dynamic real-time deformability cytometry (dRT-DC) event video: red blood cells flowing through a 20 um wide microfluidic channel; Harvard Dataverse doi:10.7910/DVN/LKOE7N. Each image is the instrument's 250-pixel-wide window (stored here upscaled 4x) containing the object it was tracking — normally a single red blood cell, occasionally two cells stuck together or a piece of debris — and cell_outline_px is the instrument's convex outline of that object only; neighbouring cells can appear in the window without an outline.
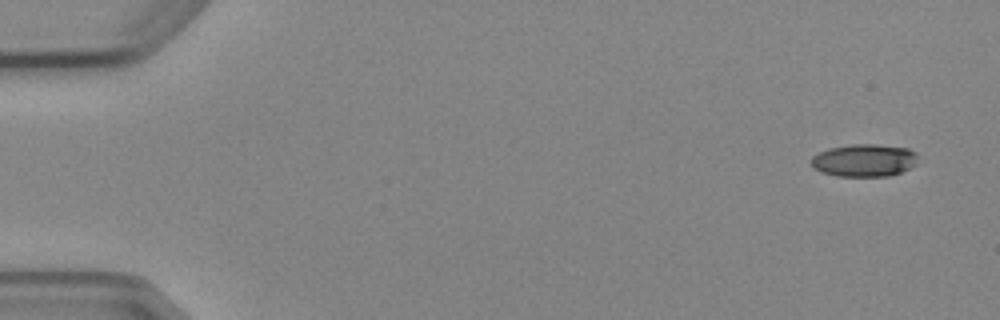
{"species": "Egyptian fruit bat (a non-hibernating species)", "species_latin": "Rousettus aegyptiacus", "temperature_condition": "cold", "stored_images_in_passage": 5, "camera_frame_rate_fps": 3000, "um_per_image_px": 0.085, "animal": {"sex": "female"}, "frame": {"image": 1, "passage_image": 1, "time_ms": 0.0, "image_size_px": [1000, 320], "cell_outline_px": [[916, 164], [900, 172], [888, 176], [836, 176], [820, 172], [812, 164], [812, 156], [828, 148], [852, 144], [876, 144], [908, 148], [916, 152]], "centroid_in_image_um": [73.45, 13.62], "position_along_channel_um": 11.5, "area_um2": 20.17}}
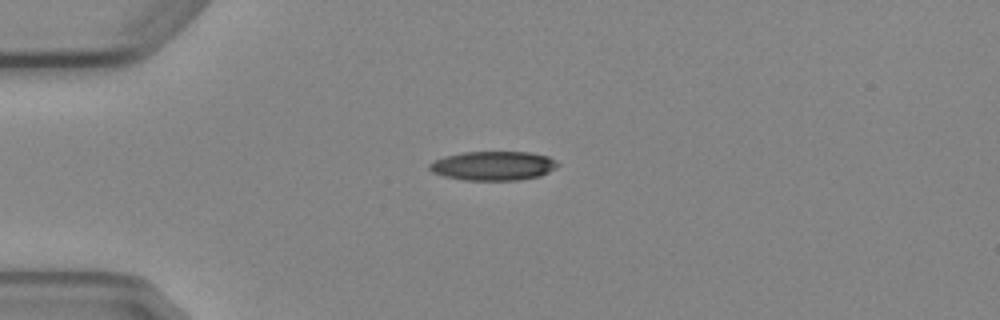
{"frame": {"image": 2, "passage_image": 4, "time_ms": 3.667, "image_size_px": [1000, 320], "cell_outline_px": [[560, 164], [556, 168], [540, 176], [520, 180], [464, 180], [444, 176], [432, 172], [428, 168], [428, 164], [444, 156], [464, 152], [528, 152], [548, 156], [556, 160]], "centroid_in_image_um": [41.94, 14.09], "position_along_channel_um": 43.1, "area_um2": 21.85}}